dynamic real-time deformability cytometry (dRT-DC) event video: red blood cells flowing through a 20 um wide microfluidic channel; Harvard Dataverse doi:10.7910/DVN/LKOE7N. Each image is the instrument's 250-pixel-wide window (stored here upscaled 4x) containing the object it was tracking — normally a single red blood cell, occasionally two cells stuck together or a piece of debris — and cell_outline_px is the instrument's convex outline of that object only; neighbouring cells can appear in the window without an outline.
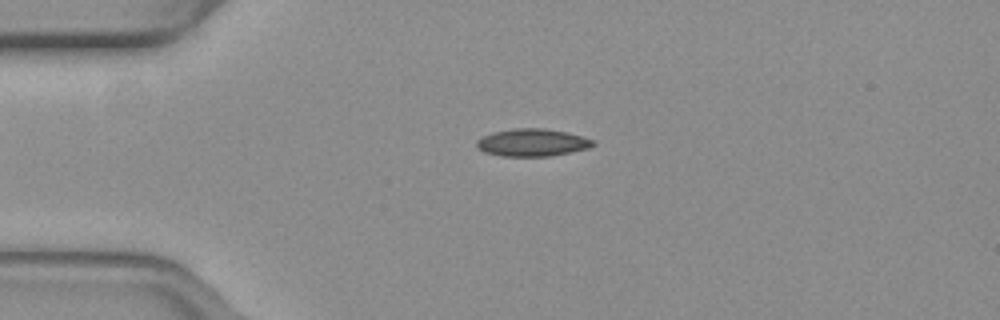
{"species": "common noctule bat (a hibernating species)", "species_latin": "Nyctalus noctula", "temperature_condition": "warm", "stored_images_in_passage": 52, "camera_frame_rate_fps": 3000, "um_per_image_px": 0.085, "animal": {"sex": "female", "body_mass_g": 19.3, "forearm_length_mm": 54.1}, "frame": {"image": 1, "passage_image": 12, "time_ms": 3.667, "image_size_px": [1000, 320], "cell_outline_px": [[596, 144], [588, 148], [548, 156], [504, 156], [484, 152], [476, 144], [476, 140], [492, 132], [516, 128], [544, 128], [564, 132], [596, 140]], "centroid_in_image_um": [45.24, 12.11], "position_along_channel_um": 39.8, "area_um2": 18.38}}
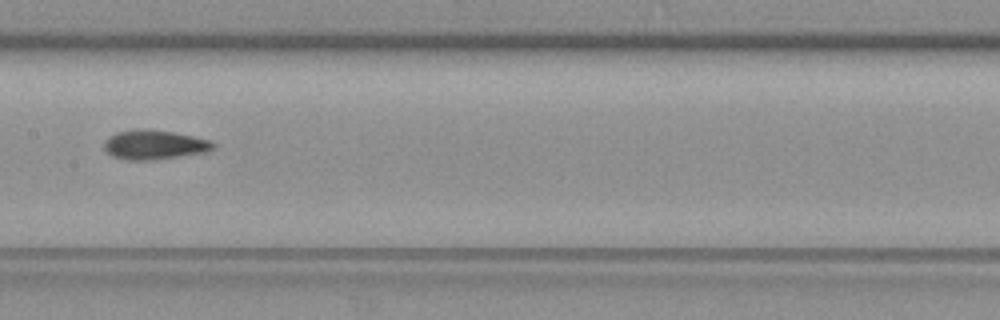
{"frame": {"image": 2, "passage_image": 26, "time_ms": 8.333, "image_size_px": [1000, 320], "cell_outline_px": [[216, 144], [212, 148], [204, 152], [152, 160], [128, 160], [112, 156], [104, 148], [104, 144], [108, 136], [116, 132], [172, 132], [192, 136], [208, 140]], "centroid_in_image_um": [13.1, 12.35], "position_along_channel_um": 194.3, "area_um2": 17.57}}
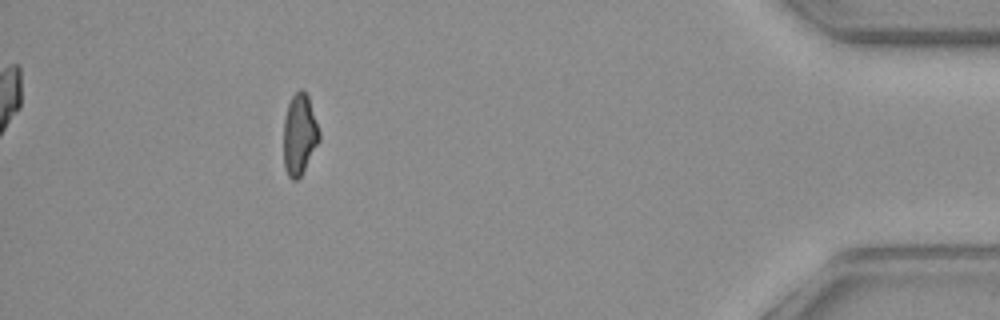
{"frame": {"image": 3, "passage_image": 47, "time_ms": 15.333, "image_size_px": [1000, 320], "cell_outline_px": [[320, 140], [300, 176], [296, 180], [292, 180], [288, 176], [284, 168], [284, 120], [288, 104], [292, 96], [300, 88], [304, 88], [308, 96], [320, 132]], "centroid_in_image_um": [25.45, 11.41], "position_along_channel_um": 409.7, "area_um2": 16.76}, "authors_computed_cell_mechanics": {"area_um2": 17.8891, "velocity_mm_per_s": 3.9245, "shape_relaxation_time_tau1_ms": null, "shape_relaxation_time_tau2_ms": 2.2671, "deformation_change_tau1": null, "deformation_change_tau2": 0.0883}}